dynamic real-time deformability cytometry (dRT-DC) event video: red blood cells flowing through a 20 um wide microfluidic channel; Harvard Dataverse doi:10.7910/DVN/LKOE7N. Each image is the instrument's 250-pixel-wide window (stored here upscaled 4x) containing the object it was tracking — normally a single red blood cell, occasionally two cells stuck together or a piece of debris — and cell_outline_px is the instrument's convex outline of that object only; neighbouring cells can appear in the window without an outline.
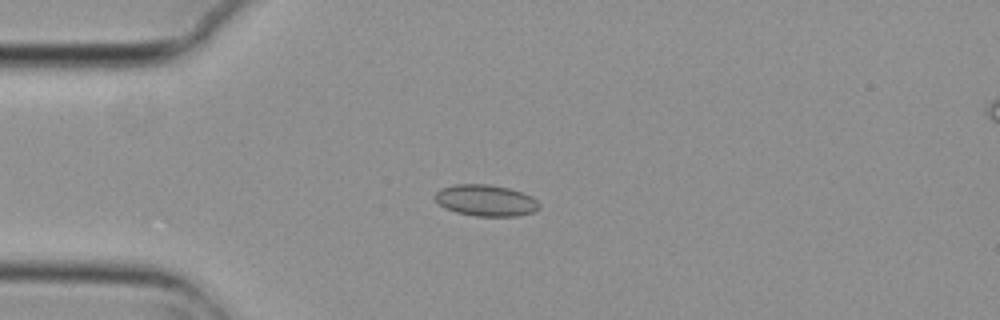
{"species": "common noctule bat (a hibernating species)", "species_latin": "Nyctalus noctula", "temperature_condition": "cold", "stored_images_in_passage": 6, "camera_frame_rate_fps": 3000, "um_per_image_px": 0.085, "animal": {"sex": "female", "body_mass_g": 29.2, "forearm_length_mm": 56.3}, "frame": {"image": 1, "passage_image": 5, "time_ms": 1.333, "image_size_px": [1000, 320], "cell_outline_px": [[540, 208], [532, 212], [520, 216], [476, 216], [456, 212], [444, 208], [432, 196], [440, 188], [456, 184], [488, 184], [508, 188], [532, 196], [540, 204]], "centroid_in_image_um": [41.28, 17.04], "position_along_channel_um": 43.7, "area_um2": 19.13}}